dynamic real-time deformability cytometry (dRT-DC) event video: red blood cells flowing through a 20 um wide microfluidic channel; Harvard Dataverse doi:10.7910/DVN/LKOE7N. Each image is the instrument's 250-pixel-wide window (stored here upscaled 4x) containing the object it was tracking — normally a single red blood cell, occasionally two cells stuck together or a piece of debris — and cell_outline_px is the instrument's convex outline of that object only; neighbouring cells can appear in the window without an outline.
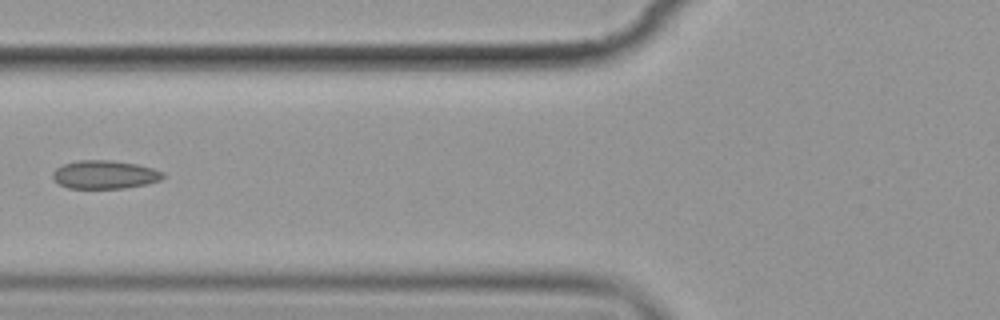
{"species": "common noctule bat (a hibernating species)", "species_latin": "Nyctalus noctula", "temperature_condition": "cold", "stored_images_in_passage": 10, "camera_frame_rate_fps": 3000, "um_per_image_px": 0.085, "animal": {"sex": "female", "body_mass_g": 19.9}, "frame": {"image": 1, "passage_image": 5, "time_ms": 5.667, "image_size_px": [1000, 320], "cell_outline_px": [[164, 176], [160, 180], [148, 184], [124, 188], [68, 188], [60, 184], [52, 176], [52, 172], [56, 168], [64, 164], [80, 160], [112, 160], [136, 164], [152, 168], [164, 172]], "centroid_in_image_um": [8.92, 14.84], "position_along_channel_um": 116.9, "area_um2": 18.15}}
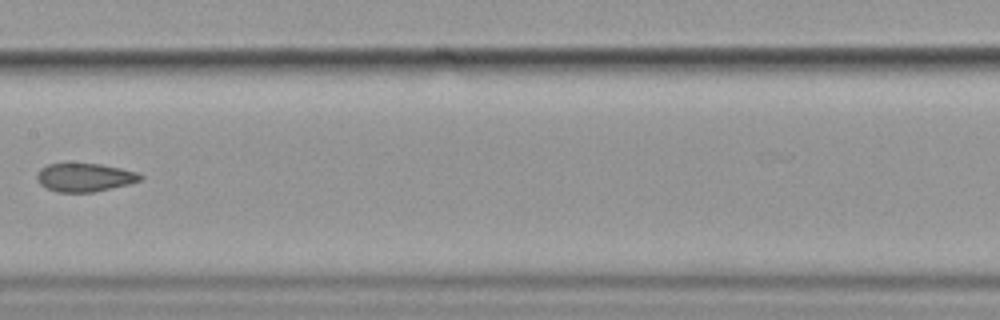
{"frame": {"image": 2, "passage_image": 7, "time_ms": 8.0, "image_size_px": [1000, 320], "cell_outline_px": [[144, 180], [128, 184], [92, 192], [56, 192], [40, 184], [36, 176], [40, 168], [48, 164], [100, 164], [120, 168], [136, 172], [144, 176]], "centroid_in_image_um": [7.21, 15.08], "position_along_channel_um": 200.2, "area_um2": 16.94}}
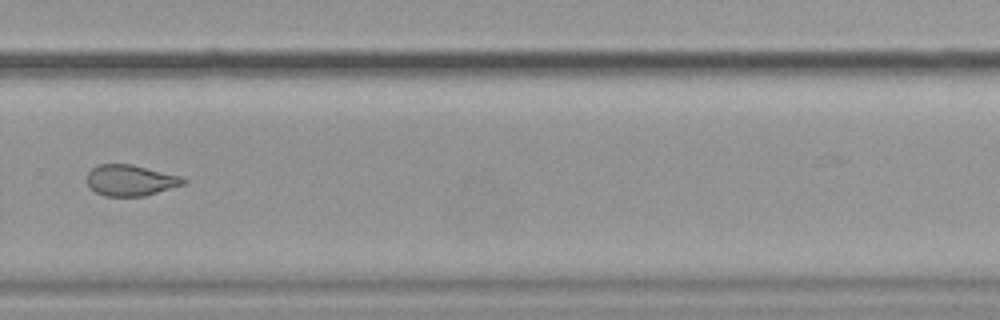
{"frame": {"image": 3, "passage_image": 10, "time_ms": 11.333, "image_size_px": [1000, 320], "cell_outline_px": [[188, 180], [184, 184], [144, 196], [104, 196], [96, 192], [88, 184], [88, 172], [96, 164], [132, 164], [180, 176]], "centroid_in_image_um": [11.09, 15.32], "position_along_channel_um": 318.7, "area_um2": 17.28}}